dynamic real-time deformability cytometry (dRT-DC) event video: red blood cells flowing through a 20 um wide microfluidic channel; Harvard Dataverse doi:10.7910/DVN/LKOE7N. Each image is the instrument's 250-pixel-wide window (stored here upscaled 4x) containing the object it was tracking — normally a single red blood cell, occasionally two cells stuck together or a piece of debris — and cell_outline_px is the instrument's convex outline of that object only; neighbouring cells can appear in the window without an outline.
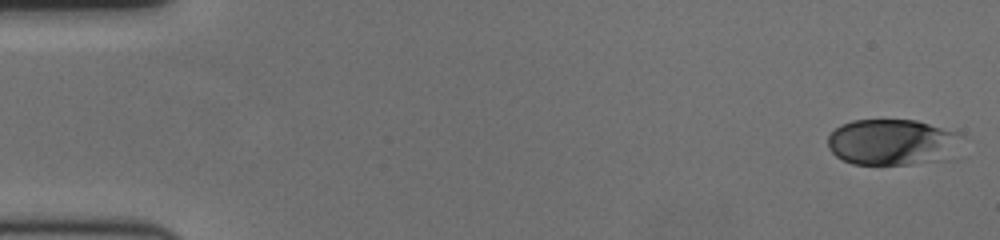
{"species": "human", "species_latin": "Homo sapiens", "temperature_condition": "cold", "stored_images_in_passage": 59, "camera_frame_rate_fps": 3000, "um_per_image_px": 0.085, "donor": {"sex": "female"}, "frame": {"image": 1, "passage_image": 1, "time_ms": 0.0, "image_size_px": [1000, 240], "cell_outline_px": [[964, 136], [948, 160], [912, 164], [852, 164], [836, 156], [828, 148], [828, 136], [840, 124], [852, 120], [916, 120], [960, 132]], "centroid_in_image_um": [75.87, 12.08], "position_along_channel_um": 9.1, "area_um2": 36.36}}
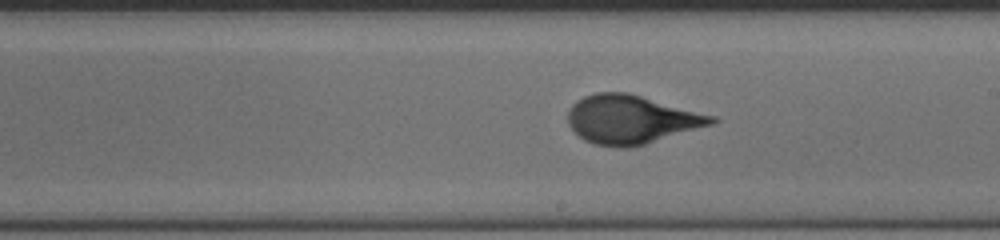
{"frame": {"image": 2, "passage_image": 34, "time_ms": 11.0, "image_size_px": [1000, 240], "cell_outline_px": [[720, 120], [712, 124], [632, 148], [616, 148], [592, 144], [584, 140], [568, 124], [568, 108], [576, 100], [584, 96], [596, 92], [628, 92], [716, 116]], "centroid_in_image_um": [53.64, 10.15], "position_along_channel_um": 235.4, "area_um2": 40.92}}
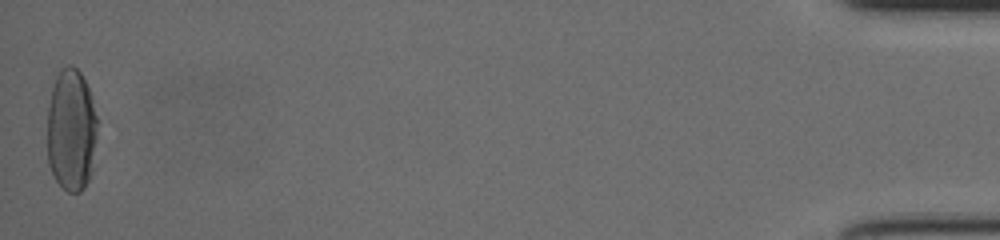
{"frame": {"image": 3, "passage_image": 59, "time_ms": 19.333, "image_size_px": [1000, 240], "cell_outline_px": [[96, 136], [92, 172], [84, 188], [80, 192], [68, 192], [56, 180], [48, 164], [48, 108], [52, 88], [56, 76], [60, 68], [68, 64], [72, 64], [80, 72], [88, 88], [96, 116]], "centroid_in_image_um": [6.05, 11.05], "position_along_channel_um": 429.1, "area_um2": 35.66}, "authors_computed_cell_mechanics": {"area_um2": 37.4544, "velocity_mm_per_s": 3.4675, "shape_relaxation_time_tau1_ms": 4.0501, "shape_relaxation_time_tau2_ms": null, "deformation_change_tau1": 0.181, "deformation_change_tau2": null}}